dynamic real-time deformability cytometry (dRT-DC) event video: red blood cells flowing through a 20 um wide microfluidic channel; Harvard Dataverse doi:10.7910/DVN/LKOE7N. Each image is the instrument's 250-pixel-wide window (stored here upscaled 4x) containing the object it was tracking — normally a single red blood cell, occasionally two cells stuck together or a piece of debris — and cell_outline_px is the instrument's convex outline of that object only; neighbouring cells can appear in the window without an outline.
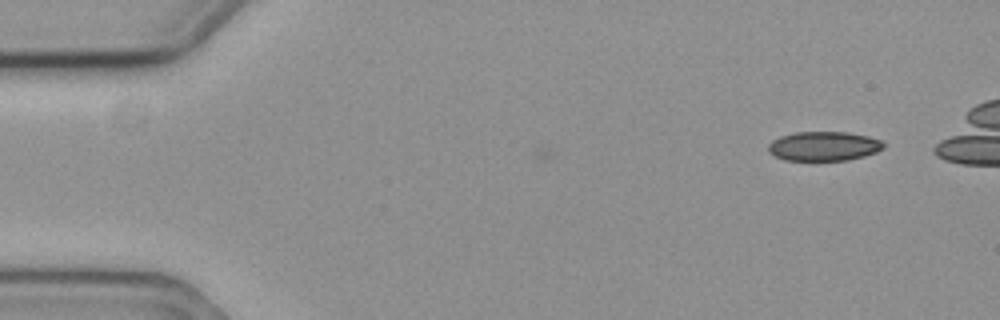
{"species": "common noctule bat (a hibernating species)", "species_latin": "Nyctalus noctula", "temperature_condition": "cold", "stored_images_in_passage": 3, "camera_frame_rate_fps": 3000, "um_per_image_px": 0.085, "animal": {"sex": "female", "body_mass_g": 19.3, "forearm_length_mm": 54.1}, "frame": {"image": 1, "passage_image": 3, "time_ms": 0.667, "image_size_px": [1000, 320], "cell_outline_px": [[884, 148], [876, 152], [864, 156], [848, 160], [784, 160], [768, 152], [768, 144], [772, 140], [780, 136], [796, 132], [848, 132], [868, 136], [880, 140], [884, 144]], "centroid_in_image_um": [70.01, 12.42], "position_along_channel_um": 15.0, "area_um2": 19.71}}